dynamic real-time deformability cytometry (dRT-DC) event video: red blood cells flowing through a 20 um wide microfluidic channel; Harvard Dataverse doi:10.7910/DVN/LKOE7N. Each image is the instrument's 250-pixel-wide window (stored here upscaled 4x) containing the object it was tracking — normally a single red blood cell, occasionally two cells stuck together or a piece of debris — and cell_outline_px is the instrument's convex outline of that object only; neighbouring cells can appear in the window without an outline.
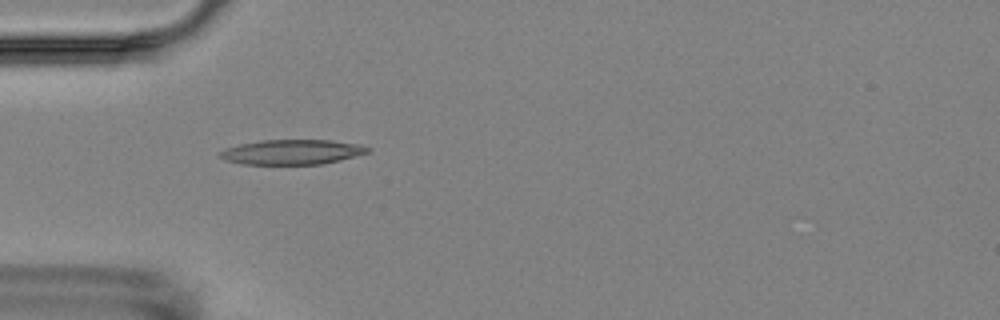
{"species": "Egyptian fruit bat (a non-hibernating species)", "species_latin": "Rousettus aegyptiacus", "temperature_condition": "room temperature", "stored_images_in_passage": 6, "camera_frame_rate_fps": 3000, "um_per_image_px": 0.085, "animal": {"sex": "female"}, "frame": {"image": 1, "passage_image": 5, "time_ms": 4.667, "image_size_px": [1000, 320], "cell_outline_px": [[372, 148], [368, 152], [340, 160], [324, 164], [240, 164], [224, 160], [216, 156], [216, 152], [224, 148], [240, 144], [260, 140], [332, 140], [360, 144]], "centroid_in_image_um": [24.75, 12.92], "position_along_channel_um": 60.2, "area_um2": 21.73}}